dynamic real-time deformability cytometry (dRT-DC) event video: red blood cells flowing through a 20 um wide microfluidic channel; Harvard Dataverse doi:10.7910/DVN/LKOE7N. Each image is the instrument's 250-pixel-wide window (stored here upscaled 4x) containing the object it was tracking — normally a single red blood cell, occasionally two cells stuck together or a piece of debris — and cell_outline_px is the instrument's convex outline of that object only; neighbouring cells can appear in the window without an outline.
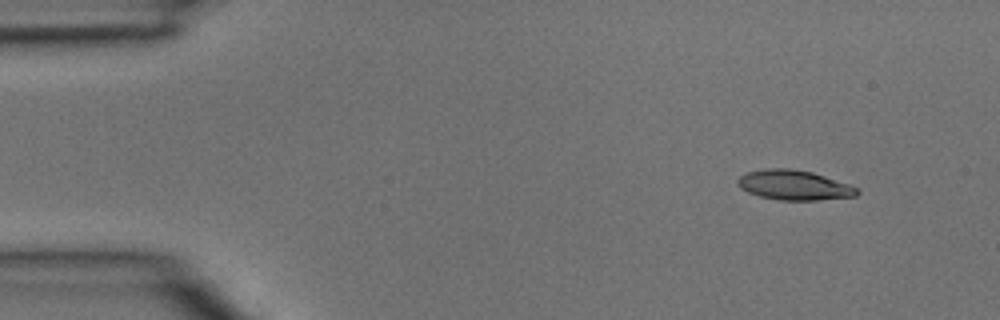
{"species": "common noctule bat (a hibernating species)", "species_latin": "Nyctalus noctula", "temperature_condition": "room temperature", "stored_images_in_passage": 4, "camera_frame_rate_fps": 3000, "um_per_image_px": 0.085, "animal": {"sex": "male", "body_mass_g": 15.6}, "frame": {"image": 1, "passage_image": 1, "time_ms": 0.0, "image_size_px": [1000, 320], "cell_outline_px": [[860, 192], [856, 196], [816, 200], [780, 200], [760, 196], [748, 192], [740, 188], [736, 184], [736, 180], [744, 172], [764, 168], [792, 168], [812, 172], [848, 184], [856, 188]], "centroid_in_image_um": [67.43, 15.72], "position_along_channel_um": 17.6, "area_um2": 20.81}}